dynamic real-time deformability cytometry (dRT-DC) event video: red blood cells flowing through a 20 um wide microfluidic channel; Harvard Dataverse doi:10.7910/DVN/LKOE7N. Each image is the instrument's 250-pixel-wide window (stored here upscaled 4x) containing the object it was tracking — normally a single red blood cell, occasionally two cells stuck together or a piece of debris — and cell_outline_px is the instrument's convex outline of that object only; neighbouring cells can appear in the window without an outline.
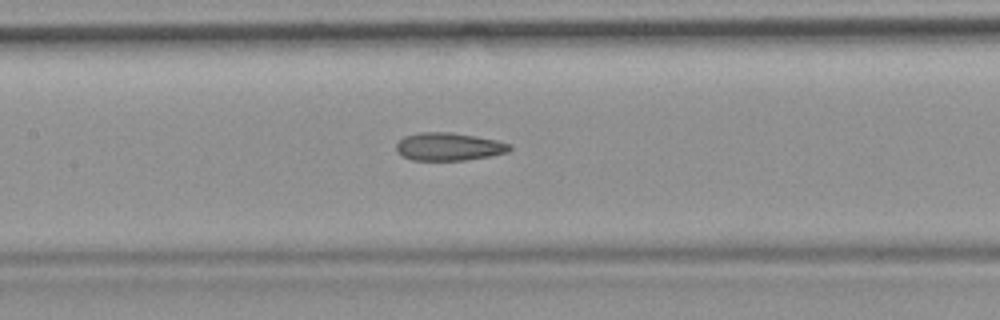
{"species": "common noctule bat (a hibernating species)", "species_latin": "Nyctalus noctula", "temperature_condition": "room temperature", "stored_images_in_passage": 42, "camera_frame_rate_fps": 3000, "um_per_image_px": 0.085, "animal": {"sex": "female", "body_mass_g": 19.9}, "frame": {"image": 1, "passage_image": 24, "time_ms": 7.667, "image_size_px": [1000, 320], "cell_outline_px": [[512, 148], [508, 152], [488, 156], [464, 160], [412, 160], [396, 152], [396, 144], [404, 136], [420, 132], [452, 132], [476, 136], [496, 140], [512, 144]], "centroid_in_image_um": [38.15, 12.46], "position_along_channel_um": 169.3, "area_um2": 18.44}}